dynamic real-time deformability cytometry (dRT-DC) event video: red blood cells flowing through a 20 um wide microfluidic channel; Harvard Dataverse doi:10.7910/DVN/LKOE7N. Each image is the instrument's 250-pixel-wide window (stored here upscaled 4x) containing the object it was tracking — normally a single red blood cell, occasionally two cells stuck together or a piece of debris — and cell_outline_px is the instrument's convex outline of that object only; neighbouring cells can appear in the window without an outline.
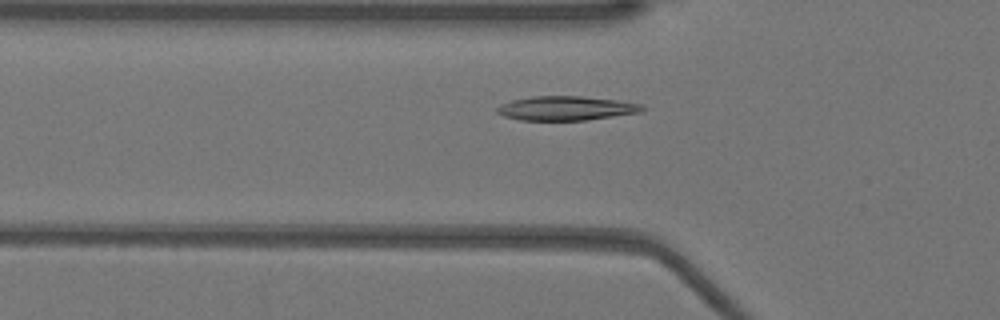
{"species": "Egyptian fruit bat (a non-hibernating species)", "species_latin": "Rousettus aegyptiacus", "temperature_condition": "warm", "stored_images_in_passage": 43, "camera_frame_rate_fps": 3000, "um_per_image_px": 0.085, "animal": {"sex": "female"}, "frame": {"image": 1, "passage_image": 9, "time_ms": 2.667, "image_size_px": [1000, 320], "cell_outline_px": [[644, 108], [640, 112], [588, 120], [520, 120], [504, 116], [496, 112], [496, 108], [500, 104], [512, 100], [532, 96], [580, 96], [616, 100], [644, 104]], "centroid_in_image_um": [48.1, 9.2], "position_along_channel_um": 77.7, "area_um2": 20.46}}
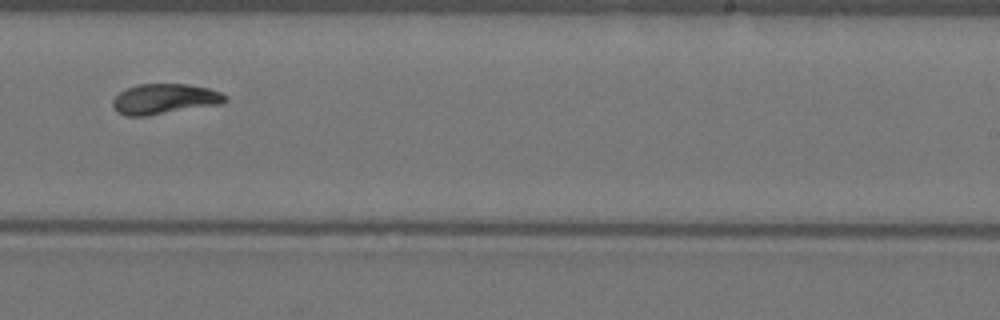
{"frame": {"image": 2, "passage_image": 24, "time_ms": 7.667, "image_size_px": [1000, 320], "cell_outline_px": [[228, 100], [224, 104], [148, 116], [124, 116], [116, 112], [112, 108], [112, 100], [120, 92], [136, 84], [188, 84], [208, 88], [220, 92], [228, 96]], "centroid_in_image_um": [14.0, 8.43], "position_along_channel_um": 275.0, "area_um2": 20.29}}
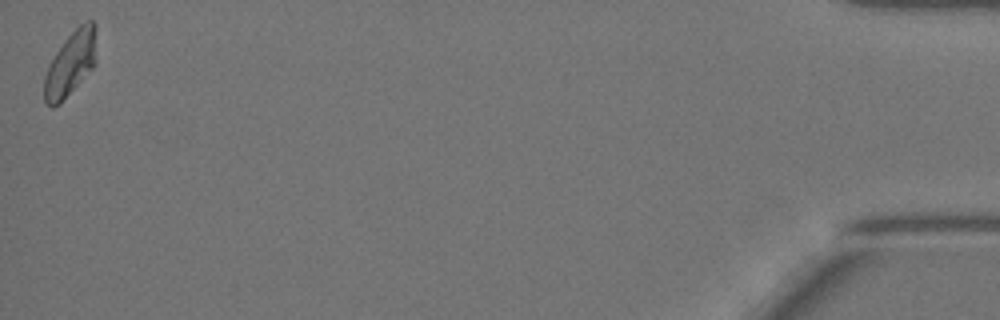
{"frame": {"image": 3, "passage_image": 43, "time_ms": 14.0, "image_size_px": [1000, 320], "cell_outline_px": [[96, 64], [60, 104], [52, 108], [44, 100], [44, 76], [56, 52], [64, 40], [84, 20], [92, 20], [96, 24]], "centroid_in_image_um": [6.02, 5.39], "position_along_channel_um": 429.2, "area_um2": 19.65}, "authors_computed_cell_mechanics": {"area_um2": 19.652, "velocity_mm_per_s": 3.9379, "shape_relaxation_time_tau1_ms": 3.3705, "shape_relaxation_time_tau2_ms": 1.2848, "deformation_change_tau1": 0.1596, "deformation_change_tau2": 0.058}}